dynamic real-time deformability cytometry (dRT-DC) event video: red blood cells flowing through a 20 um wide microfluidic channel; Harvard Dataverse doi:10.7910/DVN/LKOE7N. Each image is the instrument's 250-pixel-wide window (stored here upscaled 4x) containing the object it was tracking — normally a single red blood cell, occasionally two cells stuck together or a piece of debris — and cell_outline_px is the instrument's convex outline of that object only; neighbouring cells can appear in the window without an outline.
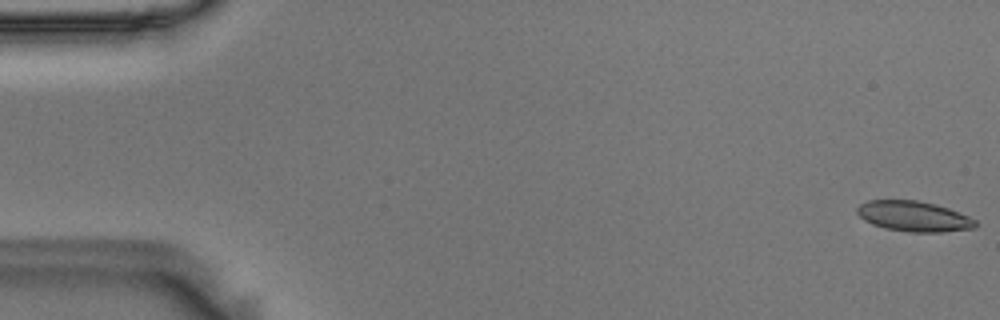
{"species": "Egyptian fruit bat (a non-hibernating species)", "species_latin": "Rousettus aegyptiacus", "temperature_condition": "room temperature", "stored_images_in_passage": 56, "camera_frame_rate_fps": 3000, "um_per_image_px": 0.085, "animal": {"sex": "male"}, "frame": {"image": 1, "passage_image": 1, "time_ms": 0.0, "image_size_px": [1000, 320], "cell_outline_px": [[976, 228], [944, 232], [908, 232], [884, 228], [872, 224], [864, 220], [856, 212], [856, 208], [860, 204], [868, 200], [916, 200], [936, 204], [948, 208], [968, 216], [976, 220]], "centroid_in_image_um": [77.66, 18.39], "position_along_channel_um": 7.3, "area_um2": 21.04}}
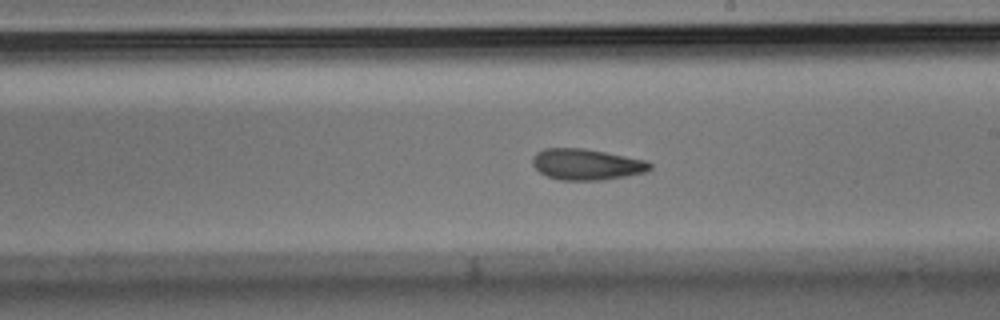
{"frame": {"image": 2, "passage_image": 32, "time_ms": 10.333, "image_size_px": [1000, 320], "cell_outline_px": [[652, 168], [648, 172], [600, 180], [560, 180], [548, 176], [540, 172], [532, 164], [532, 156], [536, 152], [544, 148], [584, 148], [648, 160], [652, 164]], "centroid_in_image_um": [49.87, 13.96], "position_along_channel_um": 239.1, "area_um2": 21.39}}
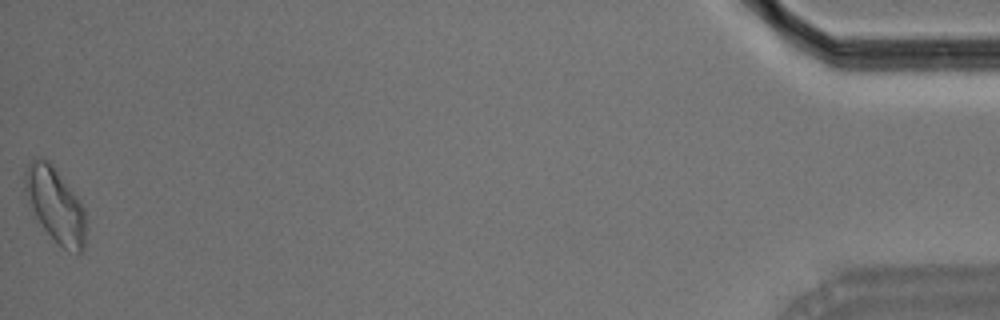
{"frame": {"image": 3, "passage_image": 56, "time_ms": 18.333, "image_size_px": [1000, 320], "cell_outline_px": [[84, 248], [76, 256], [68, 252], [44, 228], [28, 204], [24, 192], [24, 172], [28, 164], [32, 160], [40, 156], [48, 160], [52, 164], [80, 200], [84, 208]], "centroid_in_image_um": [4.68, 17.39], "position_along_channel_um": 430.5, "area_um2": 26.36}, "authors_computed_cell_mechanics": {"area_um2": 21.4438, "velocity_mm_per_s": 3.5943, "shape_relaxation_time_tau1_ms": 4.2169, "shape_relaxation_time_tau2_ms": 2.5451, "deformation_change_tau1": 0.129, "deformation_change_tau2": 0.0921}}